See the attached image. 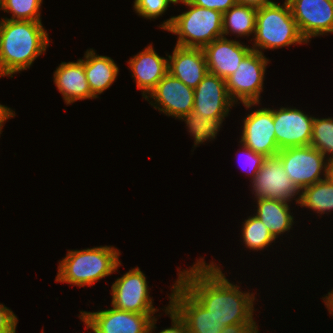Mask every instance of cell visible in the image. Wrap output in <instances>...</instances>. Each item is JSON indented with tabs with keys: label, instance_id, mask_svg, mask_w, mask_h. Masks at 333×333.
Instances as JSON below:
<instances>
[{
	"label": "cell",
	"instance_id": "4",
	"mask_svg": "<svg viewBox=\"0 0 333 333\" xmlns=\"http://www.w3.org/2000/svg\"><path fill=\"white\" fill-rule=\"evenodd\" d=\"M190 9L166 20L159 27L177 34L176 45L186 48H204L223 36V14L189 3L181 2Z\"/></svg>",
	"mask_w": 333,
	"mask_h": 333
},
{
	"label": "cell",
	"instance_id": "16",
	"mask_svg": "<svg viewBox=\"0 0 333 333\" xmlns=\"http://www.w3.org/2000/svg\"><path fill=\"white\" fill-rule=\"evenodd\" d=\"M235 102L230 98L226 80L207 73L194 89L193 111L206 118H225Z\"/></svg>",
	"mask_w": 333,
	"mask_h": 333
},
{
	"label": "cell",
	"instance_id": "29",
	"mask_svg": "<svg viewBox=\"0 0 333 333\" xmlns=\"http://www.w3.org/2000/svg\"><path fill=\"white\" fill-rule=\"evenodd\" d=\"M170 3L175 2L173 0H135L133 7L138 15L151 20L162 15Z\"/></svg>",
	"mask_w": 333,
	"mask_h": 333
},
{
	"label": "cell",
	"instance_id": "20",
	"mask_svg": "<svg viewBox=\"0 0 333 333\" xmlns=\"http://www.w3.org/2000/svg\"><path fill=\"white\" fill-rule=\"evenodd\" d=\"M54 83L68 105L77 100L95 98L85 76V59L62 62L54 72Z\"/></svg>",
	"mask_w": 333,
	"mask_h": 333
},
{
	"label": "cell",
	"instance_id": "5",
	"mask_svg": "<svg viewBox=\"0 0 333 333\" xmlns=\"http://www.w3.org/2000/svg\"><path fill=\"white\" fill-rule=\"evenodd\" d=\"M254 36L255 43L252 50L260 53L262 49L274 50L293 44L307 43L299 31L286 0L282 6L274 2L257 7Z\"/></svg>",
	"mask_w": 333,
	"mask_h": 333
},
{
	"label": "cell",
	"instance_id": "21",
	"mask_svg": "<svg viewBox=\"0 0 333 333\" xmlns=\"http://www.w3.org/2000/svg\"><path fill=\"white\" fill-rule=\"evenodd\" d=\"M85 54V76L91 93L98 98V94L103 93L116 80L119 69L113 59L99 56L93 49L87 50Z\"/></svg>",
	"mask_w": 333,
	"mask_h": 333
},
{
	"label": "cell",
	"instance_id": "39",
	"mask_svg": "<svg viewBox=\"0 0 333 333\" xmlns=\"http://www.w3.org/2000/svg\"><path fill=\"white\" fill-rule=\"evenodd\" d=\"M1 31H2V19L0 21V39H1Z\"/></svg>",
	"mask_w": 333,
	"mask_h": 333
},
{
	"label": "cell",
	"instance_id": "10",
	"mask_svg": "<svg viewBox=\"0 0 333 333\" xmlns=\"http://www.w3.org/2000/svg\"><path fill=\"white\" fill-rule=\"evenodd\" d=\"M251 182L256 200L273 199L290 202L294 196L299 194L296 203L300 201V190L288 177L277 155L266 157Z\"/></svg>",
	"mask_w": 333,
	"mask_h": 333
},
{
	"label": "cell",
	"instance_id": "2",
	"mask_svg": "<svg viewBox=\"0 0 333 333\" xmlns=\"http://www.w3.org/2000/svg\"><path fill=\"white\" fill-rule=\"evenodd\" d=\"M48 45L41 21L2 19L0 73L12 78L14 73L30 68Z\"/></svg>",
	"mask_w": 333,
	"mask_h": 333
},
{
	"label": "cell",
	"instance_id": "14",
	"mask_svg": "<svg viewBox=\"0 0 333 333\" xmlns=\"http://www.w3.org/2000/svg\"><path fill=\"white\" fill-rule=\"evenodd\" d=\"M241 144L265 157L280 151L276 143L273 109L261 108L247 115L243 122Z\"/></svg>",
	"mask_w": 333,
	"mask_h": 333
},
{
	"label": "cell",
	"instance_id": "34",
	"mask_svg": "<svg viewBox=\"0 0 333 333\" xmlns=\"http://www.w3.org/2000/svg\"><path fill=\"white\" fill-rule=\"evenodd\" d=\"M256 323H238L227 325L223 328L224 333H258Z\"/></svg>",
	"mask_w": 333,
	"mask_h": 333
},
{
	"label": "cell",
	"instance_id": "19",
	"mask_svg": "<svg viewBox=\"0 0 333 333\" xmlns=\"http://www.w3.org/2000/svg\"><path fill=\"white\" fill-rule=\"evenodd\" d=\"M128 64L137 88L143 90V98H146L168 73V59L160 57L151 45L133 56Z\"/></svg>",
	"mask_w": 333,
	"mask_h": 333
},
{
	"label": "cell",
	"instance_id": "3",
	"mask_svg": "<svg viewBox=\"0 0 333 333\" xmlns=\"http://www.w3.org/2000/svg\"><path fill=\"white\" fill-rule=\"evenodd\" d=\"M119 255V250L112 246L70 250L59 262L55 281L78 287L91 286L117 271L121 265Z\"/></svg>",
	"mask_w": 333,
	"mask_h": 333
},
{
	"label": "cell",
	"instance_id": "9",
	"mask_svg": "<svg viewBox=\"0 0 333 333\" xmlns=\"http://www.w3.org/2000/svg\"><path fill=\"white\" fill-rule=\"evenodd\" d=\"M112 306L139 314H155L146 277L139 267L129 270L112 284Z\"/></svg>",
	"mask_w": 333,
	"mask_h": 333
},
{
	"label": "cell",
	"instance_id": "35",
	"mask_svg": "<svg viewBox=\"0 0 333 333\" xmlns=\"http://www.w3.org/2000/svg\"><path fill=\"white\" fill-rule=\"evenodd\" d=\"M14 113L15 112L12 109L10 110V108L0 104V134H1L4 122L9 118L14 117L15 116Z\"/></svg>",
	"mask_w": 333,
	"mask_h": 333
},
{
	"label": "cell",
	"instance_id": "24",
	"mask_svg": "<svg viewBox=\"0 0 333 333\" xmlns=\"http://www.w3.org/2000/svg\"><path fill=\"white\" fill-rule=\"evenodd\" d=\"M298 204L320 214L333 211V183L326 178L304 187L300 192Z\"/></svg>",
	"mask_w": 333,
	"mask_h": 333
},
{
	"label": "cell",
	"instance_id": "6",
	"mask_svg": "<svg viewBox=\"0 0 333 333\" xmlns=\"http://www.w3.org/2000/svg\"><path fill=\"white\" fill-rule=\"evenodd\" d=\"M268 59L263 53L252 50L239 64L237 70L226 79L230 98L240 100L246 108L260 102Z\"/></svg>",
	"mask_w": 333,
	"mask_h": 333
},
{
	"label": "cell",
	"instance_id": "15",
	"mask_svg": "<svg viewBox=\"0 0 333 333\" xmlns=\"http://www.w3.org/2000/svg\"><path fill=\"white\" fill-rule=\"evenodd\" d=\"M169 306L185 321L188 333H220V323L178 281L172 287Z\"/></svg>",
	"mask_w": 333,
	"mask_h": 333
},
{
	"label": "cell",
	"instance_id": "22",
	"mask_svg": "<svg viewBox=\"0 0 333 333\" xmlns=\"http://www.w3.org/2000/svg\"><path fill=\"white\" fill-rule=\"evenodd\" d=\"M257 205L255 216L264 223L275 239L278 235L291 229L294 218L290 215V205H288V202L259 199L257 200Z\"/></svg>",
	"mask_w": 333,
	"mask_h": 333
},
{
	"label": "cell",
	"instance_id": "1",
	"mask_svg": "<svg viewBox=\"0 0 333 333\" xmlns=\"http://www.w3.org/2000/svg\"><path fill=\"white\" fill-rule=\"evenodd\" d=\"M215 263L197 260L190 269L180 271L177 281L220 323H256L253 319L254 294L241 292L225 278Z\"/></svg>",
	"mask_w": 333,
	"mask_h": 333
},
{
	"label": "cell",
	"instance_id": "8",
	"mask_svg": "<svg viewBox=\"0 0 333 333\" xmlns=\"http://www.w3.org/2000/svg\"><path fill=\"white\" fill-rule=\"evenodd\" d=\"M80 319L92 333H152L157 319L154 314H139L116 309L97 312L80 311Z\"/></svg>",
	"mask_w": 333,
	"mask_h": 333
},
{
	"label": "cell",
	"instance_id": "17",
	"mask_svg": "<svg viewBox=\"0 0 333 333\" xmlns=\"http://www.w3.org/2000/svg\"><path fill=\"white\" fill-rule=\"evenodd\" d=\"M203 51L208 72L226 80L237 70L252 48L222 36L206 45Z\"/></svg>",
	"mask_w": 333,
	"mask_h": 333
},
{
	"label": "cell",
	"instance_id": "28",
	"mask_svg": "<svg viewBox=\"0 0 333 333\" xmlns=\"http://www.w3.org/2000/svg\"><path fill=\"white\" fill-rule=\"evenodd\" d=\"M310 145L333 160V118L314 117Z\"/></svg>",
	"mask_w": 333,
	"mask_h": 333
},
{
	"label": "cell",
	"instance_id": "26",
	"mask_svg": "<svg viewBox=\"0 0 333 333\" xmlns=\"http://www.w3.org/2000/svg\"><path fill=\"white\" fill-rule=\"evenodd\" d=\"M243 242L250 250H263L276 239L272 236L270 230L255 215L248 217L243 222L242 227ZM268 245V246H267Z\"/></svg>",
	"mask_w": 333,
	"mask_h": 333
},
{
	"label": "cell",
	"instance_id": "13",
	"mask_svg": "<svg viewBox=\"0 0 333 333\" xmlns=\"http://www.w3.org/2000/svg\"><path fill=\"white\" fill-rule=\"evenodd\" d=\"M314 117L296 108L273 109L276 143L279 150L309 146Z\"/></svg>",
	"mask_w": 333,
	"mask_h": 333
},
{
	"label": "cell",
	"instance_id": "12",
	"mask_svg": "<svg viewBox=\"0 0 333 333\" xmlns=\"http://www.w3.org/2000/svg\"><path fill=\"white\" fill-rule=\"evenodd\" d=\"M149 97L155 100L151 104L155 109L177 119L189 114L194 107V89L170 73L159 81L145 99Z\"/></svg>",
	"mask_w": 333,
	"mask_h": 333
},
{
	"label": "cell",
	"instance_id": "38",
	"mask_svg": "<svg viewBox=\"0 0 333 333\" xmlns=\"http://www.w3.org/2000/svg\"><path fill=\"white\" fill-rule=\"evenodd\" d=\"M327 178L333 183V160L329 161Z\"/></svg>",
	"mask_w": 333,
	"mask_h": 333
},
{
	"label": "cell",
	"instance_id": "25",
	"mask_svg": "<svg viewBox=\"0 0 333 333\" xmlns=\"http://www.w3.org/2000/svg\"><path fill=\"white\" fill-rule=\"evenodd\" d=\"M179 120L185 121L188 131L194 137V146H197L208 139H215L224 118L209 119L192 110L189 114L179 118Z\"/></svg>",
	"mask_w": 333,
	"mask_h": 333
},
{
	"label": "cell",
	"instance_id": "40",
	"mask_svg": "<svg viewBox=\"0 0 333 333\" xmlns=\"http://www.w3.org/2000/svg\"><path fill=\"white\" fill-rule=\"evenodd\" d=\"M175 2V4L179 3V2H183L184 0H173Z\"/></svg>",
	"mask_w": 333,
	"mask_h": 333
},
{
	"label": "cell",
	"instance_id": "11",
	"mask_svg": "<svg viewBox=\"0 0 333 333\" xmlns=\"http://www.w3.org/2000/svg\"><path fill=\"white\" fill-rule=\"evenodd\" d=\"M299 31L310 38L333 33V0H286Z\"/></svg>",
	"mask_w": 333,
	"mask_h": 333
},
{
	"label": "cell",
	"instance_id": "31",
	"mask_svg": "<svg viewBox=\"0 0 333 333\" xmlns=\"http://www.w3.org/2000/svg\"><path fill=\"white\" fill-rule=\"evenodd\" d=\"M17 323L18 319L13 311L0 304V333H16Z\"/></svg>",
	"mask_w": 333,
	"mask_h": 333
},
{
	"label": "cell",
	"instance_id": "36",
	"mask_svg": "<svg viewBox=\"0 0 333 333\" xmlns=\"http://www.w3.org/2000/svg\"><path fill=\"white\" fill-rule=\"evenodd\" d=\"M237 1L242 4H249V5H253L256 7L274 3L271 0H237Z\"/></svg>",
	"mask_w": 333,
	"mask_h": 333
},
{
	"label": "cell",
	"instance_id": "37",
	"mask_svg": "<svg viewBox=\"0 0 333 333\" xmlns=\"http://www.w3.org/2000/svg\"><path fill=\"white\" fill-rule=\"evenodd\" d=\"M323 300L325 302V305L328 308L329 313L333 314V290L331 292H328V296L323 297Z\"/></svg>",
	"mask_w": 333,
	"mask_h": 333
},
{
	"label": "cell",
	"instance_id": "18",
	"mask_svg": "<svg viewBox=\"0 0 333 333\" xmlns=\"http://www.w3.org/2000/svg\"><path fill=\"white\" fill-rule=\"evenodd\" d=\"M168 73L195 89L208 73L205 54L202 48L175 46L172 56L167 55Z\"/></svg>",
	"mask_w": 333,
	"mask_h": 333
},
{
	"label": "cell",
	"instance_id": "7",
	"mask_svg": "<svg viewBox=\"0 0 333 333\" xmlns=\"http://www.w3.org/2000/svg\"><path fill=\"white\" fill-rule=\"evenodd\" d=\"M277 156L288 177L300 191L327 178L329 156L326 158L311 145L282 149ZM322 171L323 179L320 177Z\"/></svg>",
	"mask_w": 333,
	"mask_h": 333
},
{
	"label": "cell",
	"instance_id": "32",
	"mask_svg": "<svg viewBox=\"0 0 333 333\" xmlns=\"http://www.w3.org/2000/svg\"><path fill=\"white\" fill-rule=\"evenodd\" d=\"M191 4H195L200 7L212 9L224 14L232 6H234L237 0H187Z\"/></svg>",
	"mask_w": 333,
	"mask_h": 333
},
{
	"label": "cell",
	"instance_id": "30",
	"mask_svg": "<svg viewBox=\"0 0 333 333\" xmlns=\"http://www.w3.org/2000/svg\"><path fill=\"white\" fill-rule=\"evenodd\" d=\"M241 146H243L242 147L243 154H245V156H246V157L244 156V158H245L244 165L247 166V168L249 169L247 171H248V173H250L249 175L252 177L251 180H253L256 177V174L258 173V171L260 170L262 163L266 159V157L263 154L252 151L245 145H241ZM245 169H246V167H245ZM243 170H244V168H243Z\"/></svg>",
	"mask_w": 333,
	"mask_h": 333
},
{
	"label": "cell",
	"instance_id": "27",
	"mask_svg": "<svg viewBox=\"0 0 333 333\" xmlns=\"http://www.w3.org/2000/svg\"><path fill=\"white\" fill-rule=\"evenodd\" d=\"M43 0H1L0 9L12 13L9 20L41 21L40 6Z\"/></svg>",
	"mask_w": 333,
	"mask_h": 333
},
{
	"label": "cell",
	"instance_id": "33",
	"mask_svg": "<svg viewBox=\"0 0 333 333\" xmlns=\"http://www.w3.org/2000/svg\"><path fill=\"white\" fill-rule=\"evenodd\" d=\"M165 312L170 315L172 326L161 330L159 333H188L185 321L170 306L166 307Z\"/></svg>",
	"mask_w": 333,
	"mask_h": 333
},
{
	"label": "cell",
	"instance_id": "23",
	"mask_svg": "<svg viewBox=\"0 0 333 333\" xmlns=\"http://www.w3.org/2000/svg\"><path fill=\"white\" fill-rule=\"evenodd\" d=\"M256 14V6L237 2L223 14V37L230 31L240 37L255 33Z\"/></svg>",
	"mask_w": 333,
	"mask_h": 333
}]
</instances>
